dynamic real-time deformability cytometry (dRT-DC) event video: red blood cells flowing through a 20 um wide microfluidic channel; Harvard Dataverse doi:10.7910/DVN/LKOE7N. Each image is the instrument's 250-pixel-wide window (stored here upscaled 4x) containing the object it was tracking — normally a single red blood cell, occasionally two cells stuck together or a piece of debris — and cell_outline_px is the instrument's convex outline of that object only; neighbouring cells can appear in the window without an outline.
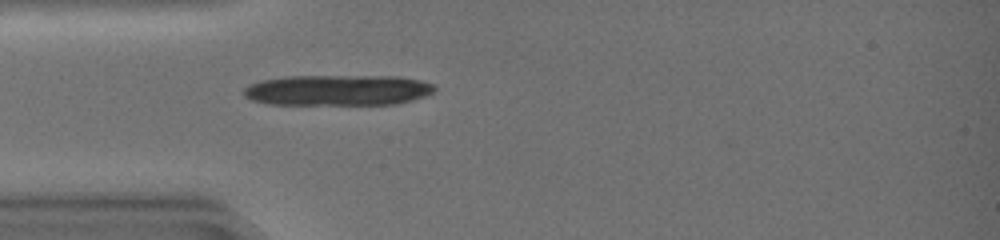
{"species": "common noctule bat (a hibernating species)", "species_latin": "Nyctalus noctula", "temperature_condition": "warm", "stored_images_in_passage": 33, "camera_frame_rate_fps": 3000, "um_per_image_px": 0.085, "animal": {"sex": "female", "body_mass_g": 19.0, "forearm_length_mm": 51.5}, "frame": {"image": 1, "passage_image": 1, "time_ms": 0.0, "image_size_px": [1000, 240], "cell_outline_px": [[436, 88], [432, 92], [424, 96], [412, 100], [392, 104], [268, 104], [252, 100], [244, 96], [244, 88], [260, 80], [284, 76], [400, 76], [420, 80], [432, 84]], "centroid_in_image_um": [28.69, 7.65], "position_along_channel_um": 56.3, "area_um2": 34.1}}
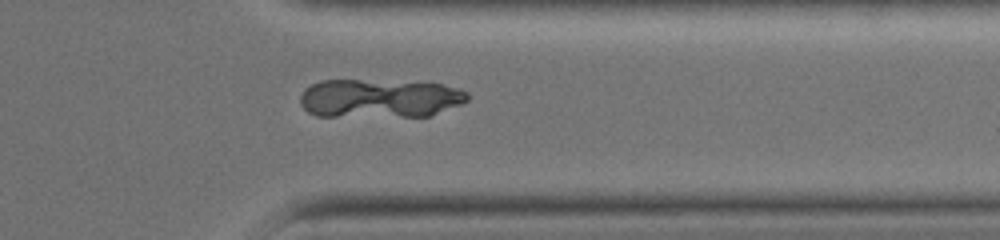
{"frame": {"image": 2, "passage_image": 24, "time_ms": 7.667, "image_size_px": [1000, 240], "cell_outline_px": [[468, 100], [460, 104], [428, 116], [316, 116], [308, 112], [300, 104], [300, 96], [304, 88], [320, 80], [360, 80], [440, 84], [460, 88], [468, 92]], "centroid_in_image_um": [32.22, 8.36], "position_along_channel_um": 379.2, "area_um2": 37.51}}